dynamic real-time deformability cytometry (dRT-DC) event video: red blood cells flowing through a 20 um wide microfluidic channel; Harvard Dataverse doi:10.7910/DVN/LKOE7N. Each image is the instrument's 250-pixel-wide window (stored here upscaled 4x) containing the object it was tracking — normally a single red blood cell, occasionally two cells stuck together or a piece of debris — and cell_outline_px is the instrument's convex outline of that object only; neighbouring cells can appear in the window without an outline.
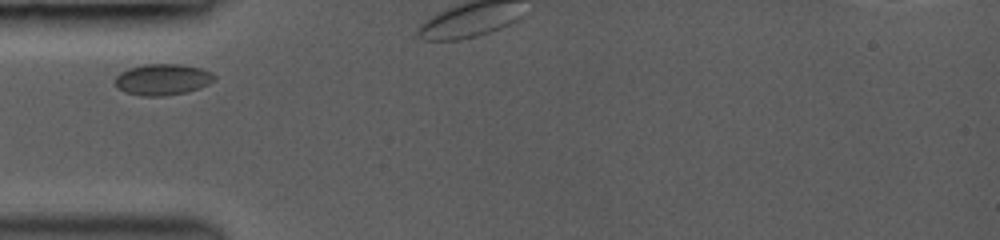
{"species": "common noctule bat (a hibernating species)", "species_latin": "Nyctalus noctula", "temperature_condition": "room temperature", "stored_images_in_passage": 4, "camera_frame_rate_fps": 3000, "um_per_image_px": 0.085, "animal": {"sex": "female", "body_mass_g": 19.0, "forearm_length_mm": 53.3}, "frame": {"image": 1, "passage_image": 1, "time_ms": 0.0, "image_size_px": [1000, 240], "cell_outline_px": [[216, 80], [200, 88], [184, 92], [164, 96], [140, 96], [124, 92], [116, 84], [116, 76], [120, 72], [128, 68], [144, 64], [180, 64], [200, 68], [212, 72], [216, 76]], "centroid_in_image_um": [13.84, 6.75], "position_along_channel_um": 71.2, "area_um2": 18.09}}